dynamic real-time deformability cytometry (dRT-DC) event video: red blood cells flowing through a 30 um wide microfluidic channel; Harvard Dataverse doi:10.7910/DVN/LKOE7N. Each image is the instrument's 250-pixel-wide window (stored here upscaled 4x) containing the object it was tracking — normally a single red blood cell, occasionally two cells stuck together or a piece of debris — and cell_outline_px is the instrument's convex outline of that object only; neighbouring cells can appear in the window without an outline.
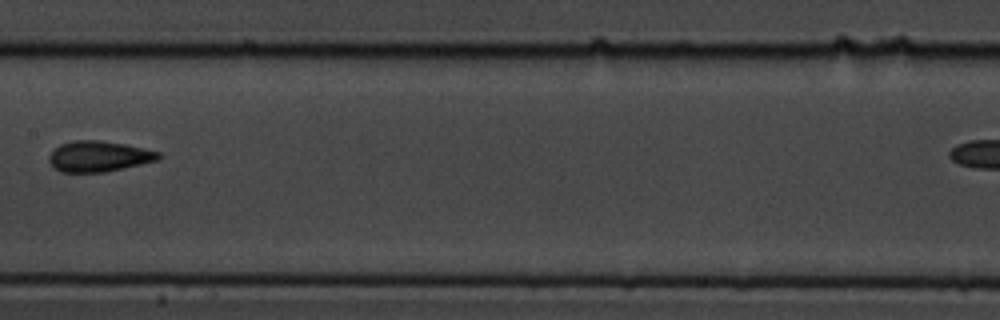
{"species": "common noctule bat (a hibernating species)", "species_latin": "Nyctalus noctula", "temperature_condition": "cold", "stored_images_in_passage": 12, "camera_frame_rate_fps": 3000, "um_per_image_px": 0.085, "animal": {"sex": "male", "body_mass_g": 19.5, "forearm_length_mm": 54.6}, "frame": {"image": 1, "passage_image": 6, "time_ms": 1.667, "image_size_px": [1000, 320], "cell_outline_px": [[160, 156], [156, 160], [140, 164], [104, 172], [60, 172], [52, 168], [48, 160], [48, 156], [60, 144], [72, 140], [100, 140], [124, 144], [160, 152]], "centroid_in_image_um": [8.32, 13.29], "position_along_channel_um": 199.1, "area_um2": 19.48}}
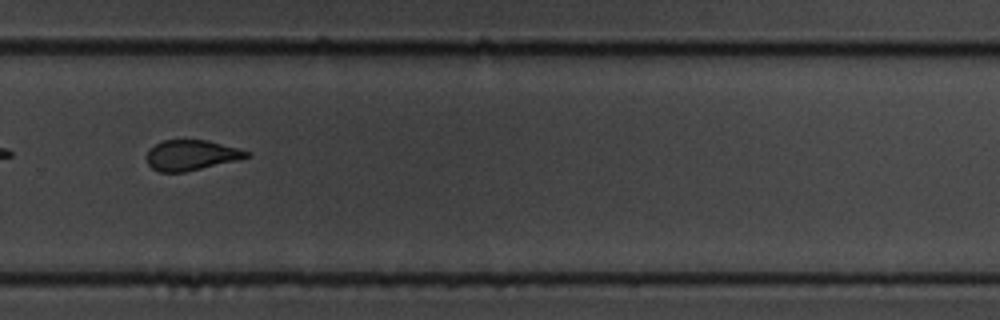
{"frame": {"image": 2, "passage_image": 9, "time_ms": 2.667, "image_size_px": [1000, 320], "cell_outline_px": [[252, 156], [236, 160], [184, 172], [160, 172], [152, 168], [148, 164], [148, 152], [156, 144], [164, 140], [208, 140], [240, 148], [252, 152]], "centroid_in_image_um": [16.32, 13.18], "position_along_channel_um": 313.5, "area_um2": 17.51}}
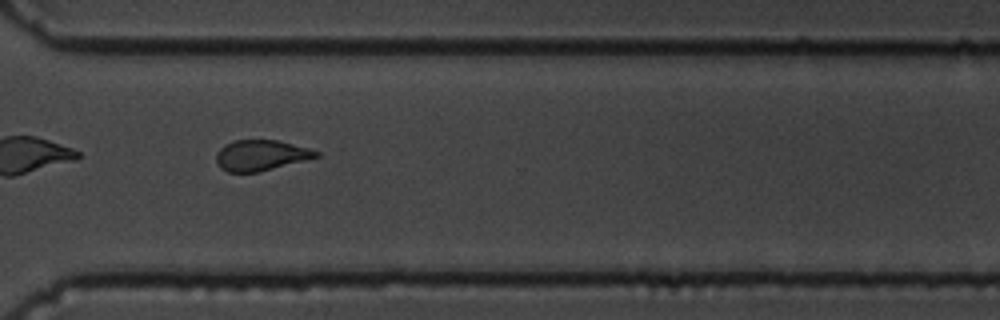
{"frame": {"image": 3, "passage_image": 10, "time_ms": 3.0, "image_size_px": [1000, 320], "cell_outline_px": [[320, 156], [256, 172], [228, 172], [220, 168], [216, 160], [216, 152], [224, 144], [236, 140], [276, 140], [308, 148], [320, 152]], "centroid_in_image_um": [22.13, 13.19], "position_along_channel_um": 348.5, "area_um2": 17.57}}